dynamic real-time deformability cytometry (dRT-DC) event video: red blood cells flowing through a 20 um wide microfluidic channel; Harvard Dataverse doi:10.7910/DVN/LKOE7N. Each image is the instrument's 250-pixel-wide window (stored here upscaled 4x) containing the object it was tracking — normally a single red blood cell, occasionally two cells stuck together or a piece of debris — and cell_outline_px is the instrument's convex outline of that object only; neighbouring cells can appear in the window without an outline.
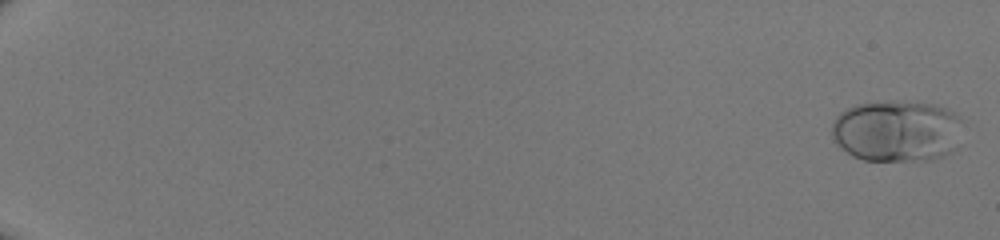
{"species": "human", "species_latin": "Homo sapiens", "temperature_condition": "room temperature", "stored_images_in_passage": 50, "camera_frame_rate_fps": 3000, "um_per_image_px": 0.085, "donor": {"sex": "male"}, "frame": {"image": 1, "passage_image": 1, "time_ms": 0.0, "image_size_px": [1000, 240], "cell_outline_px": [[960, 120], [956, 148], [952, 152], [932, 160], [864, 160], [852, 156], [840, 148], [832, 140], [832, 120], [840, 112], [856, 104], [892, 100], [896, 100], [936, 104], [960, 116]], "centroid_in_image_um": [76.18, 11.12], "position_along_channel_um": 8.8, "area_um2": 47.4}}
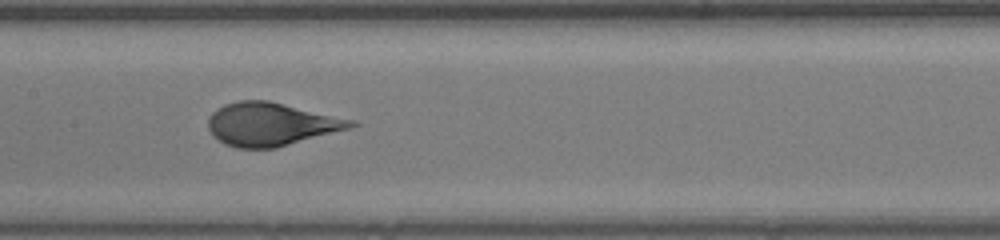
{"frame": {"image": 2, "passage_image": 29, "time_ms": 9.333, "image_size_px": [1000, 240], "cell_outline_px": [[360, 124], [352, 128], [276, 148], [236, 148], [224, 144], [212, 136], [208, 128], [208, 116], [212, 112], [224, 104], [236, 100], [268, 100], [356, 120]], "centroid_in_image_um": [23.05, 10.55], "position_along_channel_um": 184.4, "area_um2": 36.36}}
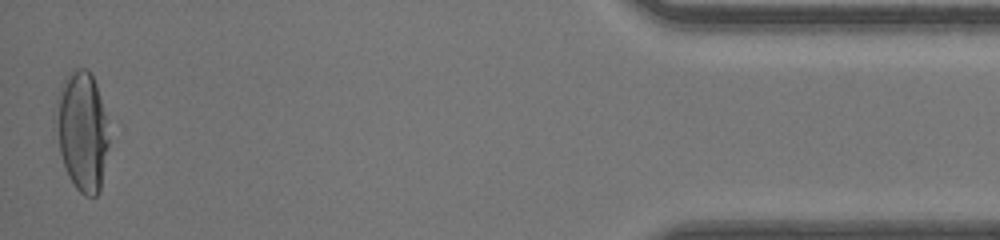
{"frame": {"image": 3, "passage_image": 50, "time_ms": 16.333, "image_size_px": [1000, 240], "cell_outline_px": [[108, 144], [100, 192], [96, 196], [84, 196], [76, 188], [68, 176], [64, 168], [60, 152], [52, 116], [52, 112], [60, 84], [72, 68], [84, 68], [92, 72], [96, 84], [104, 116], [108, 136]], "centroid_in_image_um": [6.91, 11.12], "position_along_channel_um": 428.3, "area_um2": 37.4}}